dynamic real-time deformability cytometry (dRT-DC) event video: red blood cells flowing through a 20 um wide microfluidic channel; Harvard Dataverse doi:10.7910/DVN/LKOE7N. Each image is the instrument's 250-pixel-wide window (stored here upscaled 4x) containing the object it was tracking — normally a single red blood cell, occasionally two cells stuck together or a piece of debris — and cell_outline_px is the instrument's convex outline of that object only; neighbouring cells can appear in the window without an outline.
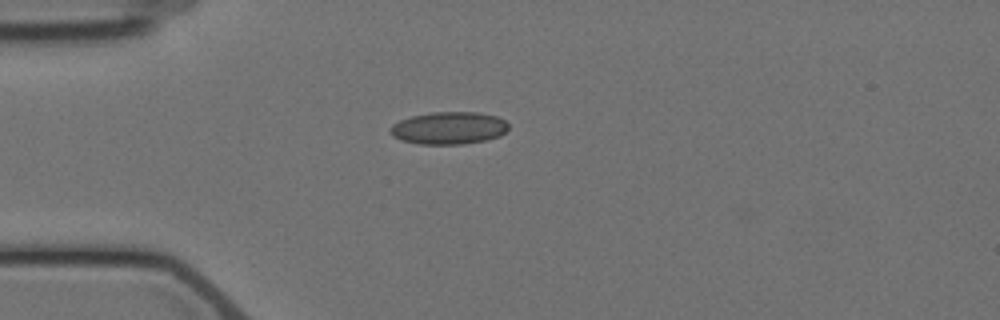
{"species": "Egyptian fruit bat (a non-hibernating species)", "species_latin": "Rousettus aegyptiacus", "temperature_condition": "cold", "stored_images_in_passage": 8, "camera_frame_rate_fps": 3000, "um_per_image_px": 0.085, "animal": {"sex": "female"}, "frame": {"image": 1, "passage_image": 1, "time_ms": 0.0, "image_size_px": [1000, 320], "cell_outline_px": [[508, 128], [500, 136], [488, 140], [460, 144], [420, 144], [400, 140], [392, 136], [388, 128], [392, 124], [400, 120], [412, 116], [432, 112], [480, 112], [496, 116], [504, 120], [508, 124]], "centroid_in_image_um": [38.13, 10.88], "position_along_channel_um": 46.9, "area_um2": 22.48}}
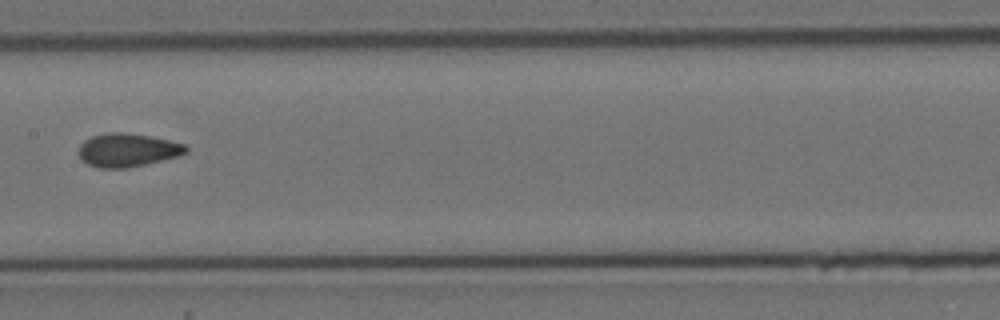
{"frame": {"image": 2, "passage_image": 5, "time_ms": 4.667, "image_size_px": [1000, 320], "cell_outline_px": [[188, 152], [180, 156], [128, 168], [100, 168], [88, 164], [80, 160], [76, 152], [80, 144], [84, 140], [92, 136], [104, 132], [124, 132], [148, 136], [168, 140], [184, 144], [188, 148]], "centroid_in_image_um": [10.79, 12.76], "position_along_channel_um": 196.6, "area_um2": 21.15}}
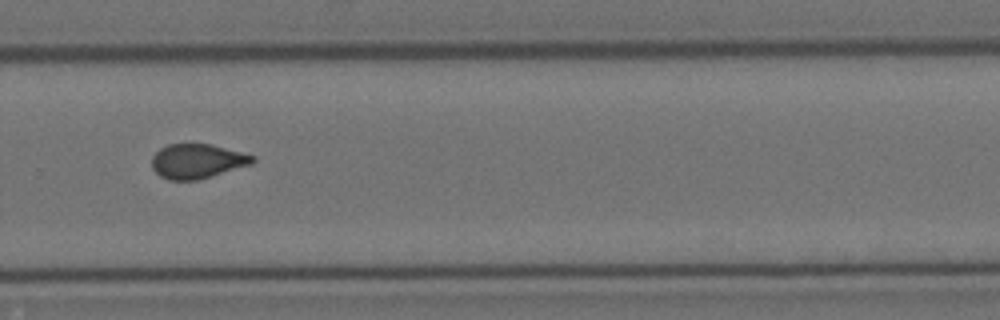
{"frame": {"image": 3, "passage_image": 8, "time_ms": 8.0, "image_size_px": [1000, 320], "cell_outline_px": [[256, 160], [252, 164], [196, 180], [168, 180], [160, 176], [152, 168], [152, 156], [160, 148], [168, 144], [212, 144], [256, 156]], "centroid_in_image_um": [16.76, 13.69], "position_along_channel_um": 313.0, "area_um2": 20.23}}